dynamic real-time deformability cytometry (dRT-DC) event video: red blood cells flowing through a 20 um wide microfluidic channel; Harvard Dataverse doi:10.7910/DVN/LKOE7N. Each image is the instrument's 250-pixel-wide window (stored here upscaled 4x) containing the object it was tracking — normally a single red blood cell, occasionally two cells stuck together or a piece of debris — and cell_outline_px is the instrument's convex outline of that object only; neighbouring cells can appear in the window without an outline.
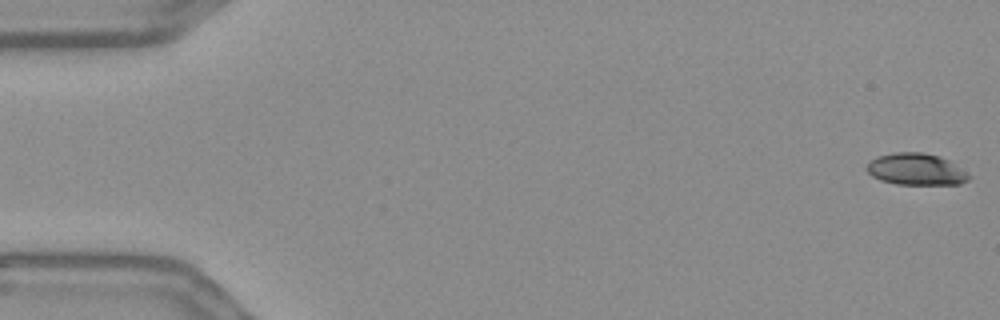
{"species": "Egyptian fruit bat (a non-hibernating species)", "species_latin": "Rousettus aegyptiacus", "temperature_condition": "warm", "stored_images_in_passage": 12, "camera_frame_rate_fps": 3000, "um_per_image_px": 0.085, "frame": {"image": 1, "passage_image": 1, "time_ms": 0.0, "image_size_px": [1000, 320], "cell_outline_px": [[972, 176], [968, 180], [960, 184], [896, 184], [880, 180], [872, 176], [864, 168], [876, 156], [892, 152], [924, 152], [940, 156], [948, 160], [968, 172]], "centroid_in_image_um": [77.87, 14.38], "position_along_channel_um": 7.1, "area_um2": 19.07}}